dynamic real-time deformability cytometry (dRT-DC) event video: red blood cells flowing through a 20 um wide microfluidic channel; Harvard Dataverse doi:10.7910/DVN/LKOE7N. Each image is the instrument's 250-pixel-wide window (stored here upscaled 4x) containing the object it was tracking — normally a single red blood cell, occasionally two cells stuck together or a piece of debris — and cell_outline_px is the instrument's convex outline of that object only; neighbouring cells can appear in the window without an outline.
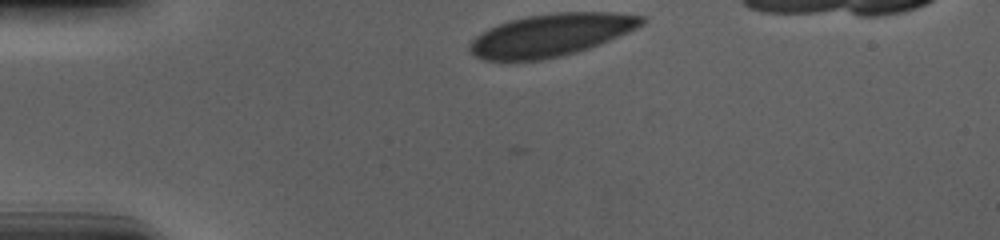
{"species": "human", "species_latin": "Homo sapiens", "temperature_condition": "cold", "stored_images_in_passage": 34, "camera_frame_rate_fps": 3000, "um_per_image_px": 0.085, "donor": {"sex": "male"}, "frame": {"image": 1, "passage_image": 1, "time_ms": 0.0, "image_size_px": [1000, 240], "cell_outline_px": [[648, 20], [644, 24], [628, 32], [600, 44], [576, 52], [560, 56], [540, 60], [484, 60], [468, 52], [468, 44], [476, 36], [488, 28], [508, 20], [528, 16], [556, 12], [612, 12], [644, 16]], "centroid_in_image_um": [46.83, 2.97], "position_along_channel_um": 38.2, "area_um2": 42.66}}
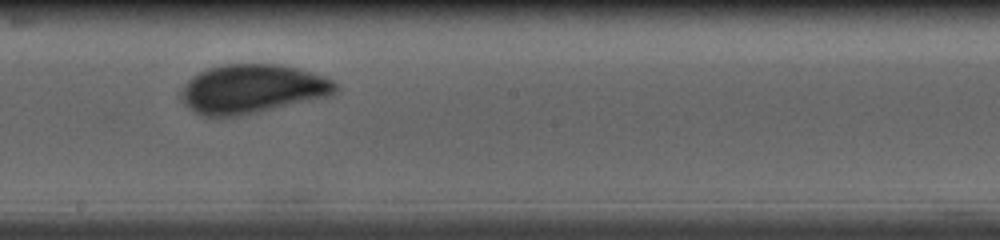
{"frame": {"image": 2, "passage_image": 20, "time_ms": 6.333, "image_size_px": [1000, 240], "cell_outline_px": [[340, 88], [332, 96], [240, 116], [200, 116], [188, 108], [184, 104], [180, 96], [180, 92], [184, 84], [192, 76], [208, 68], [224, 64], [280, 64], [296, 68], [324, 76], [332, 80]], "centroid_in_image_um": [21.44, 7.57], "position_along_channel_um": 226.8, "area_um2": 44.39}}
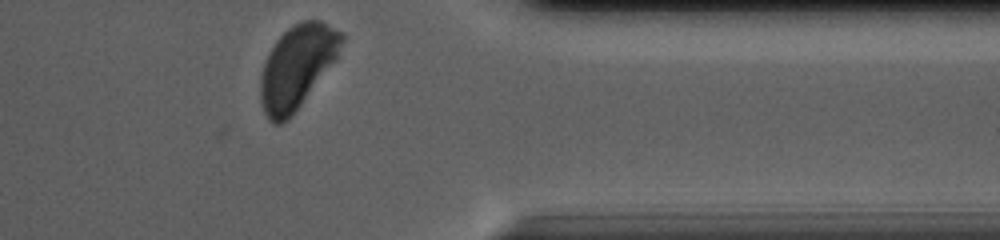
{"frame": {"image": 3, "passage_image": 34, "time_ms": 11.0, "image_size_px": [1000, 240], "cell_outline_px": [[344, 40], [336, 60], [292, 116], [288, 120], [280, 124], [272, 124], [264, 112], [260, 100], [260, 80], [264, 64], [268, 52], [276, 40], [292, 24], [304, 20], [320, 20], [340, 32], [344, 36]], "centroid_in_image_um": [25.24, 5.69], "position_along_channel_um": 386.2, "area_um2": 39.3}, "authors_computed_cell_mechanics": {"area_um2": 43.7546, "velocity_mm_per_s": 3.6468, "shape_relaxation_time_tau1_ms": 5.6456, "shape_relaxation_time_tau2_ms": null, "deformation_change_tau1": 0.142, "deformation_change_tau2": null}}